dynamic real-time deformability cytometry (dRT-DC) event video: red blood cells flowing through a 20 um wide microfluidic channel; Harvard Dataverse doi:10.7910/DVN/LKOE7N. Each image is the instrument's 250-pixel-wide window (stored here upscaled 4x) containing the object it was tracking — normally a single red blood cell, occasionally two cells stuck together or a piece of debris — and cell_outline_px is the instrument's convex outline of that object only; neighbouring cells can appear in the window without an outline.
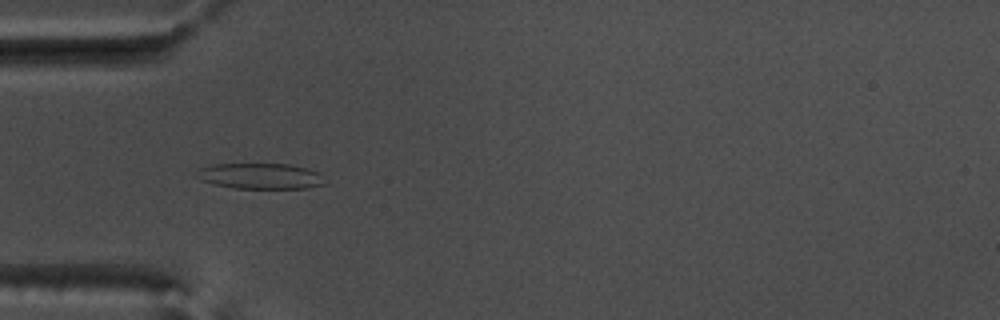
{"species": "common noctule bat (a hibernating species)", "species_latin": "Nyctalus noctula", "temperature_condition": "warm", "stored_images_in_passage": 53, "camera_frame_rate_fps": 3000, "um_per_image_px": 0.085, "animal": {"sex": "male", "body_mass_g": 17.5, "forearm_length_mm": 52.3}, "frame": {"image": 1, "passage_image": 16, "time_ms": 5.0, "image_size_px": [1000, 320], "cell_outline_px": [[328, 184], [308, 188], [232, 188], [200, 180], [196, 176], [196, 172], [200, 168], [212, 164], [288, 164], [308, 168], [320, 172]], "centroid_in_image_um": [22.19, 14.96], "position_along_channel_um": 62.8, "area_um2": 19.42}}
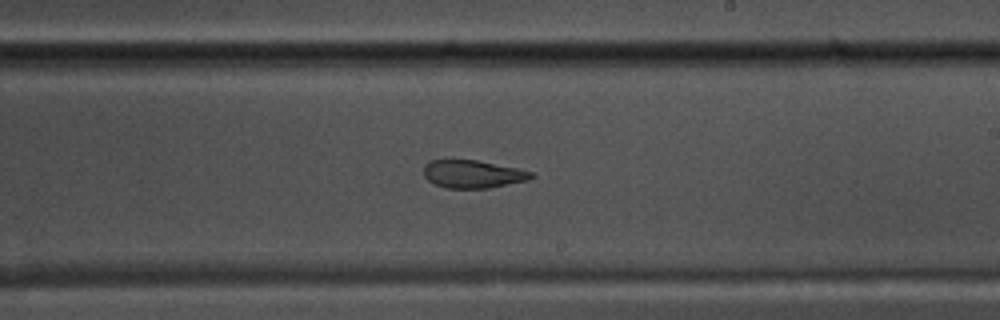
{"frame": {"image": 2, "passage_image": 31, "time_ms": 10.0, "image_size_px": [1000, 320], "cell_outline_px": [[536, 176], [528, 180], [488, 188], [448, 188], [436, 184], [428, 180], [424, 176], [424, 164], [428, 160], [476, 160], [520, 168], [532, 172]], "centroid_in_image_um": [40.21, 14.78], "position_along_channel_um": 248.8, "area_um2": 17.51}}
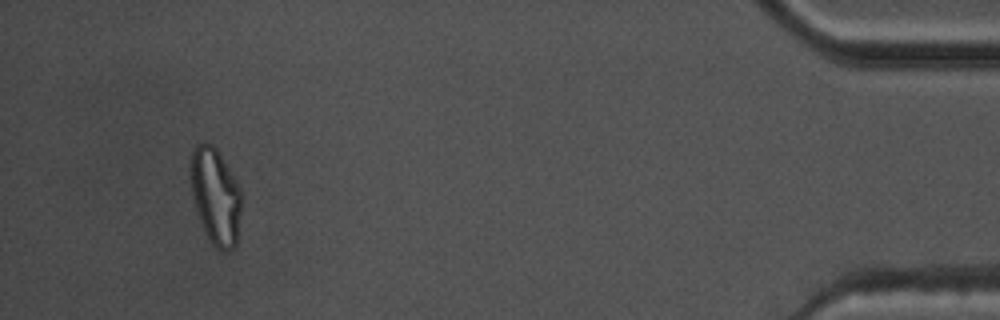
{"frame": {"image": 3, "passage_image": 50, "time_ms": 16.333, "image_size_px": [1000, 320], "cell_outline_px": [[244, 196], [236, 244], [228, 252], [216, 248], [208, 240], [200, 220], [196, 208], [192, 192], [192, 148], [196, 144], [204, 140], [212, 144], [216, 148], [240, 188]], "centroid_in_image_um": [18.36, 16.7], "position_along_channel_um": 416.8, "area_um2": 28.55}, "authors_computed_cell_mechanics": {"area_um2": 20.1722, "velocity_mm_per_s": 3.756, "shape_relaxation_time_tau1_ms": null, "shape_relaxation_time_tau2_ms": 2.5511, "deformation_change_tau1": null, "deformation_change_tau2": 0.087}}